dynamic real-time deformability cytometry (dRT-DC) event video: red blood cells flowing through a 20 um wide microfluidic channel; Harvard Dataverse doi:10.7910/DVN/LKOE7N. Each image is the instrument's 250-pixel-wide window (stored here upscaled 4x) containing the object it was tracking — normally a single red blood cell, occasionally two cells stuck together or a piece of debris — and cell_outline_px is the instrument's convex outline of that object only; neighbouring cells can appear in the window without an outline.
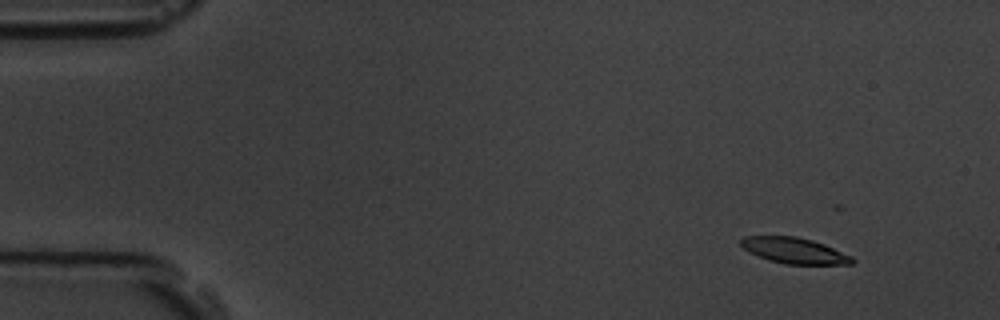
{"species": "common noctule bat (a hibernating species)", "species_latin": "Nyctalus noctula", "temperature_condition": "room temperature", "stored_images_in_passage": 6, "camera_frame_rate_fps": 3000, "um_per_image_px": 0.085, "animal": {"sex": "male", "body_mass_g": 19.5, "forearm_length_mm": 54.6}, "frame": {"image": 1, "passage_image": 1, "time_ms": 0.0, "image_size_px": [1000, 320], "cell_outline_px": [[856, 260], [852, 264], [784, 264], [768, 260], [748, 252], [740, 244], [740, 240], [744, 236], [796, 236], [812, 240], [824, 244], [852, 256]], "centroid_in_image_um": [67.51, 21.3], "position_along_channel_um": 17.5, "area_um2": 16.82}}
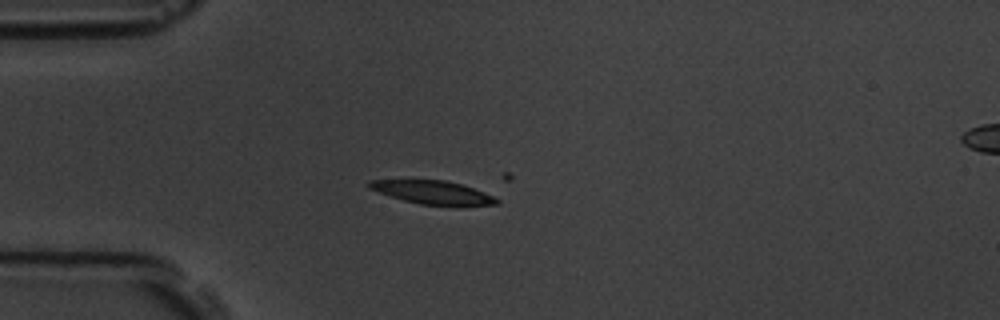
{"frame": {"image": 2, "passage_image": 4, "time_ms": 3.333, "image_size_px": [1000, 320], "cell_outline_px": [[500, 204], [460, 208], [452, 208], [420, 204], [404, 200], [368, 188], [364, 184], [368, 180], [444, 180], [464, 184], [484, 192], [500, 200]], "centroid_in_image_um": [36.89, 16.4], "position_along_channel_um": 48.1, "area_um2": 18.15}}